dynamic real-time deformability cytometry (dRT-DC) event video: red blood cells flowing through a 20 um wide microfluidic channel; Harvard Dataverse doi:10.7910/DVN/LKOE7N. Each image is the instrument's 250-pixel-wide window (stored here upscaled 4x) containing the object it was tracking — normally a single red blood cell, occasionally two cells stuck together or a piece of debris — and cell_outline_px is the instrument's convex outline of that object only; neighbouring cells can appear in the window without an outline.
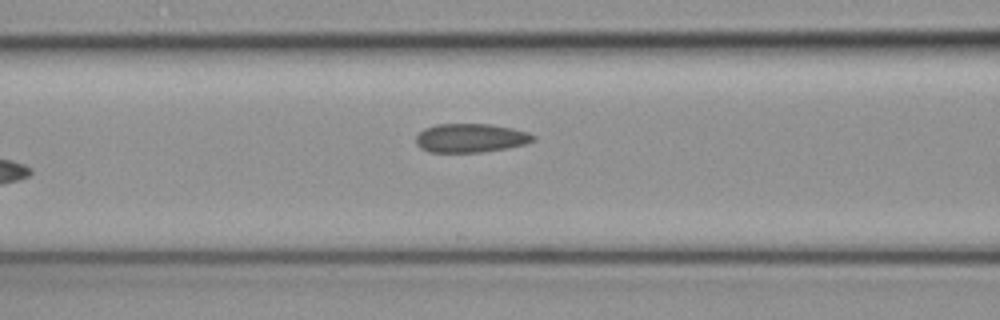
{"species": "common noctule bat (a hibernating species)", "species_latin": "Nyctalus noctula", "temperature_condition": "cold", "stored_images_in_passage": 6, "camera_frame_rate_fps": 3000, "um_per_image_px": 0.085, "animal": {"sex": "female", "body_mass_g": 19.3, "forearm_length_mm": 54.1}, "frame": {"image": 1, "passage_image": 6, "time_ms": 1.667, "image_size_px": [1000, 320], "cell_outline_px": [[536, 140], [524, 144], [504, 148], [480, 152], [432, 152], [420, 148], [416, 144], [416, 136], [424, 128], [436, 124], [488, 124], [512, 128], [528, 132], [536, 136]], "centroid_in_image_um": [39.99, 11.72], "position_along_channel_um": 126.6, "area_um2": 19.59}}